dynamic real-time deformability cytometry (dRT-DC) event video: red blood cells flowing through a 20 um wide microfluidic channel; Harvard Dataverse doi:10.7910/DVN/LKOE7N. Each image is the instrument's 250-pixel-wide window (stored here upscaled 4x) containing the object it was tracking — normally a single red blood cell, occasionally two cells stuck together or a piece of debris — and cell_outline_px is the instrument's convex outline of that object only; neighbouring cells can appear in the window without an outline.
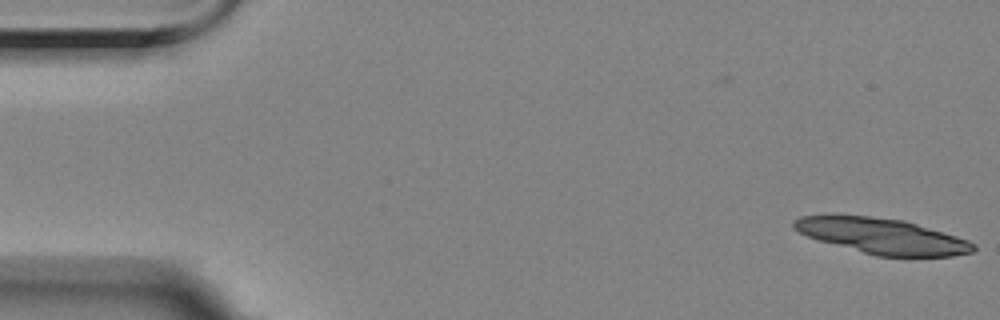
{"species": "Egyptian fruit bat (a non-hibernating species)", "species_latin": "Rousettus aegyptiacus", "temperature_condition": "room temperature", "stored_images_in_passage": 16, "camera_frame_rate_fps": 3000, "um_per_image_px": 0.085, "animal": {"sex": "female"}, "frame": {"image": 1, "passage_image": 1, "time_ms": 0.0, "image_size_px": [1000, 320], "cell_outline_px": [[976, 248], [972, 252], [952, 256], [876, 256], [820, 240], [808, 236], [792, 228], [792, 224], [800, 216], [868, 216], [904, 220], [956, 236], [968, 240], [976, 244]], "centroid_in_image_um": [75.03, 20.07], "position_along_channel_um": 10.0, "area_um2": 36.47}}